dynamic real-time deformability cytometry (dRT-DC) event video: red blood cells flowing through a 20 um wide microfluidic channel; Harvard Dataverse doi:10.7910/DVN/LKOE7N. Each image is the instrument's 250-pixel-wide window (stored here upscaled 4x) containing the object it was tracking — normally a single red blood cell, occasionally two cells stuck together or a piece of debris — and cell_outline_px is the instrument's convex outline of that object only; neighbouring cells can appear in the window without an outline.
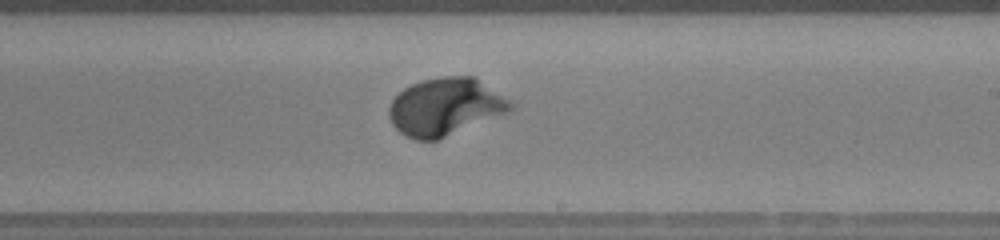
{"species": "human", "species_latin": "Homo sapiens", "temperature_condition": "warm", "stored_images_in_passage": 47, "camera_frame_rate_fps": 3000, "um_per_image_px": 0.085, "donor": {"sex": "female"}, "frame": {"image": 1, "passage_image": 27, "time_ms": 8.667, "image_size_px": [1000, 240], "cell_outline_px": [[512, 108], [508, 112], [436, 140], [416, 140], [404, 136], [392, 124], [388, 116], [388, 108], [392, 100], [404, 88], [420, 80], [440, 76], [472, 76], [508, 100], [512, 104]], "centroid_in_image_um": [37.77, 9.08], "position_along_channel_um": 251.2, "area_um2": 40.11}}
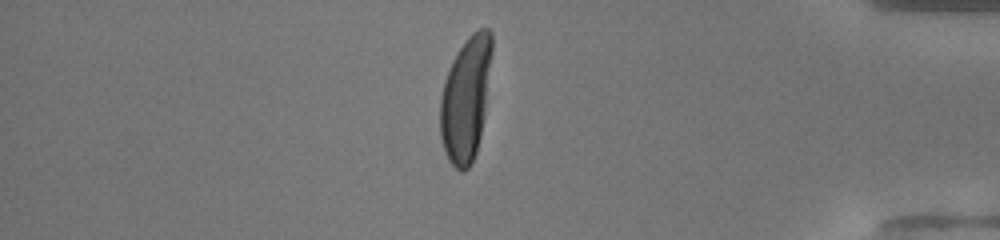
{"frame": {"image": 2, "passage_image": 40, "time_ms": 13.0, "image_size_px": [1000, 240], "cell_outline_px": [[492, 52], [484, 112], [480, 136], [476, 152], [472, 164], [464, 172], [460, 172], [448, 160], [440, 136], [440, 96], [444, 80], [452, 60], [468, 36], [472, 32], [480, 28], [488, 28], [492, 32]], "centroid_in_image_um": [39.58, 8.4], "position_along_channel_um": 395.6, "area_um2": 37.34}, "authors_computed_cell_mechanics": {"area_um2": 39.9398, "velocity_mm_per_s": 4.1842, "shape_relaxation_time_tau1_ms": 2.3347, "shape_relaxation_time_tau2_ms": null, "deformation_change_tau1": 0.2045, "deformation_change_tau2": null}}